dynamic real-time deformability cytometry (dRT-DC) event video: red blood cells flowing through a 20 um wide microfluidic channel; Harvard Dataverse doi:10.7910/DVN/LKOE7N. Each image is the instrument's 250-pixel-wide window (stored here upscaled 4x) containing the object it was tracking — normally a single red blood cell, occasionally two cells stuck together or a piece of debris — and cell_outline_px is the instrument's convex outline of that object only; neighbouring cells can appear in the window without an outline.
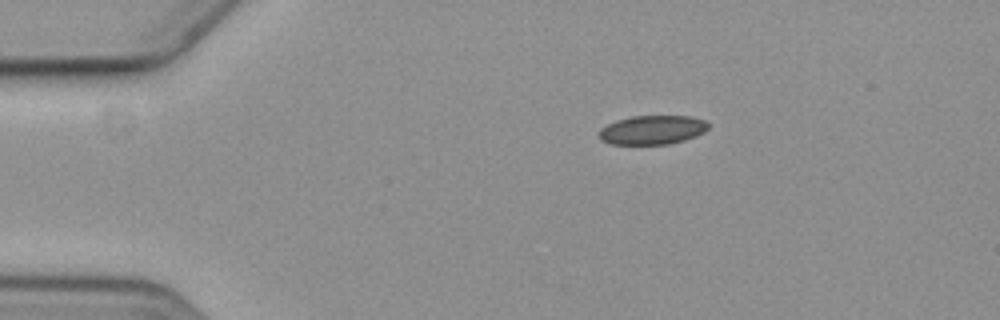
{"species": "common noctule bat (a hibernating species)", "species_latin": "Nyctalus noctula", "temperature_condition": "cold", "stored_images_in_passage": 3, "camera_frame_rate_fps": 3000, "um_per_image_px": 0.085, "animal": {"sex": "female", "body_mass_g": 19.3, "forearm_length_mm": 54.1}, "frame": {"image": 1, "passage_image": 1, "time_ms": 0.0, "image_size_px": [1000, 320], "cell_outline_px": [[708, 128], [704, 132], [696, 136], [684, 140], [668, 144], [608, 144], [600, 140], [596, 136], [600, 128], [616, 120], [632, 116], [692, 116], [708, 120]], "centroid_in_image_um": [55.43, 11.04], "position_along_channel_um": 29.6, "area_um2": 18.79}}